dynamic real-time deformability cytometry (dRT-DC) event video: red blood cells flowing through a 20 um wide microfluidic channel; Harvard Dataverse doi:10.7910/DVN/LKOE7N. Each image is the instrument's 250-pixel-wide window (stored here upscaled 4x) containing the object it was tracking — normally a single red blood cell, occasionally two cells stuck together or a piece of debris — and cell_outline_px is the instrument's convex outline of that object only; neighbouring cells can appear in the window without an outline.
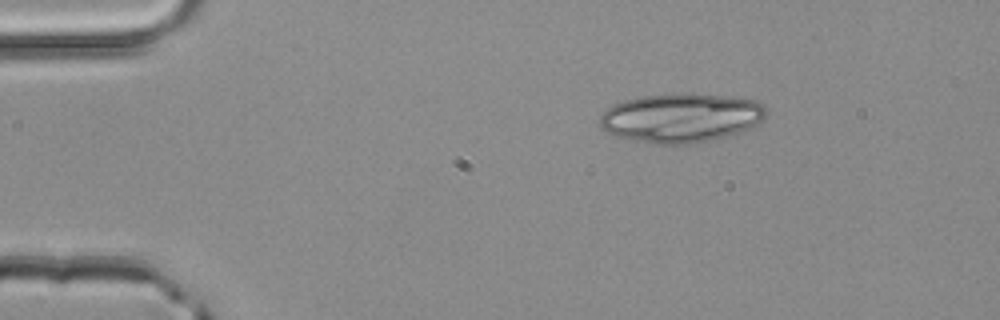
{"species": "common noctule bat (a hibernating species)", "species_latin": "Nyctalus noctula", "temperature_condition": "room temperature", "stored_images_in_passage": 2, "camera_frame_rate_fps": 3000, "um_per_image_px": 0.085, "animal": {"sex": "male", "body_mass_g": 20.4}, "frame": {"image": 1, "passage_image": 1, "time_ms": 0.0, "image_size_px": [1000, 320], "cell_outline_px": [[768, 112], [756, 124], [740, 132], [692, 144], [652, 144], [616, 136], [600, 128], [600, 116], [612, 104], [624, 100], [640, 96], [680, 92], [692, 92], [756, 100], [764, 104]], "centroid_in_image_um": [57.86, 9.99], "position_along_channel_um": 27.1, "area_um2": 47.92}}